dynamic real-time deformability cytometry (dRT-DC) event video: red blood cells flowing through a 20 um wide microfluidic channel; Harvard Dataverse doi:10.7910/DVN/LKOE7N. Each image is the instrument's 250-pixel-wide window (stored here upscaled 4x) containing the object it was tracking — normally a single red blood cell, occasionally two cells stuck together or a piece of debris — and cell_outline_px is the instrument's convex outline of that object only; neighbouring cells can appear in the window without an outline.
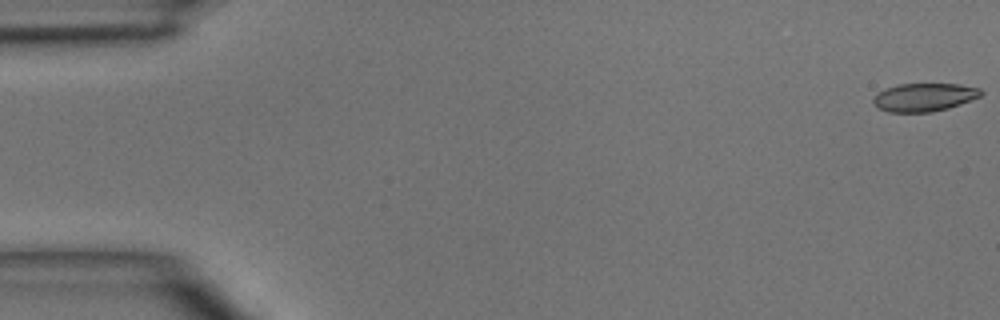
{"species": "common noctule bat (a hibernating species)", "species_latin": "Nyctalus noctula", "temperature_condition": "room temperature", "stored_images_in_passage": 5, "camera_frame_rate_fps": 3000, "um_per_image_px": 0.085, "animal": {"sex": "male", "body_mass_g": 15.6}, "frame": {"image": 1, "passage_image": 1, "time_ms": 0.0, "image_size_px": [1000, 320], "cell_outline_px": [[984, 92], [980, 96], [960, 104], [948, 108], [932, 112], [888, 112], [880, 108], [872, 100], [884, 88], [900, 84], [960, 84], [980, 88]], "centroid_in_image_um": [78.59, 8.26], "position_along_channel_um": 6.4, "area_um2": 17.51}}
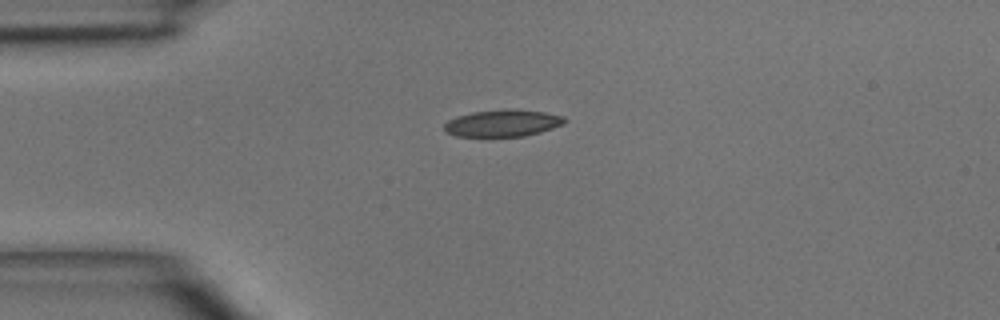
{"frame": {"image": 2, "passage_image": 4, "time_ms": 3.667, "image_size_px": [1000, 320], "cell_outline_px": [[568, 120], [564, 124], [540, 132], [524, 136], [456, 136], [444, 132], [444, 124], [448, 120], [456, 116], [472, 112], [504, 108], [512, 108], [544, 112], [564, 116]], "centroid_in_image_um": [42.73, 10.45], "position_along_channel_um": 42.3, "area_um2": 19.13}}